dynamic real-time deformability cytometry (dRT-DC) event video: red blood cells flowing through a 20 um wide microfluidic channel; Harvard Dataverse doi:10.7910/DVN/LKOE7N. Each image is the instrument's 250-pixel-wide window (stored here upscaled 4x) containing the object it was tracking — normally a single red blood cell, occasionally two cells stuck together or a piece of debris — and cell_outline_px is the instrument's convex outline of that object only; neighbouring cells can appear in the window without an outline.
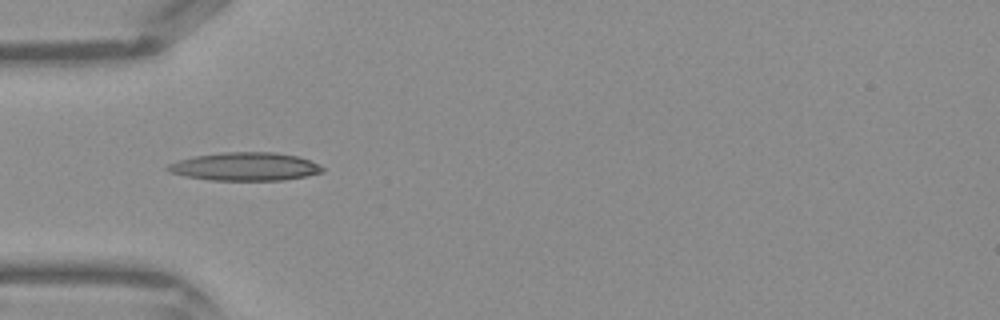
{"species": "Egyptian fruit bat (a non-hibernating species)", "species_latin": "Rousettus aegyptiacus", "temperature_condition": "warm", "stored_images_in_passage": 32, "camera_frame_rate_fps": 3000, "um_per_image_px": 0.085, "frame": {"image": 1, "passage_image": 3, "time_ms": 0.667, "image_size_px": [1000, 320], "cell_outline_px": [[324, 172], [308, 176], [284, 180], [212, 180], [184, 176], [168, 172], [164, 168], [168, 164], [180, 160], [196, 156], [224, 152], [276, 152], [296, 156], [320, 164], [324, 168]], "centroid_in_image_um": [20.85, 14.16], "position_along_channel_um": 64.2, "area_um2": 25.49}}
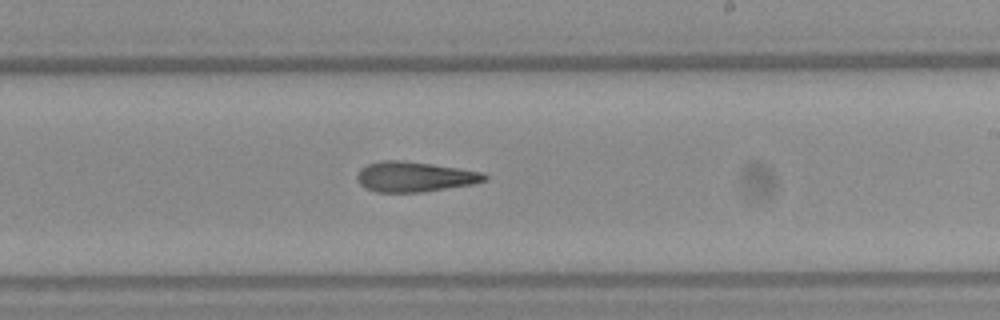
{"frame": {"image": 2, "passage_image": 15, "time_ms": 4.667, "image_size_px": [1000, 320], "cell_outline_px": [[488, 180], [472, 184], [424, 192], [376, 192], [364, 188], [356, 180], [356, 176], [360, 168], [368, 164], [384, 160], [400, 160], [432, 164], [460, 168], [484, 172], [488, 176]], "centroid_in_image_um": [35.24, 15.02], "position_along_channel_um": 253.8, "area_um2": 22.6}}
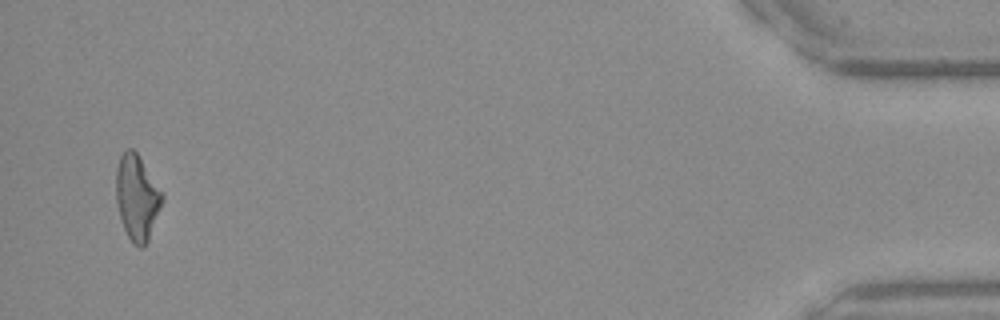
{"frame": {"image": 3, "passage_image": 31, "time_ms": 10.0, "image_size_px": [1000, 320], "cell_outline_px": [[164, 200], [148, 240], [144, 248], [140, 248], [128, 236], [124, 228], [120, 216], [116, 200], [116, 168], [120, 156], [128, 148], [132, 148], [136, 152], [164, 192]], "centroid_in_image_um": [11.67, 16.76], "position_along_channel_um": 423.5, "area_um2": 22.89}}